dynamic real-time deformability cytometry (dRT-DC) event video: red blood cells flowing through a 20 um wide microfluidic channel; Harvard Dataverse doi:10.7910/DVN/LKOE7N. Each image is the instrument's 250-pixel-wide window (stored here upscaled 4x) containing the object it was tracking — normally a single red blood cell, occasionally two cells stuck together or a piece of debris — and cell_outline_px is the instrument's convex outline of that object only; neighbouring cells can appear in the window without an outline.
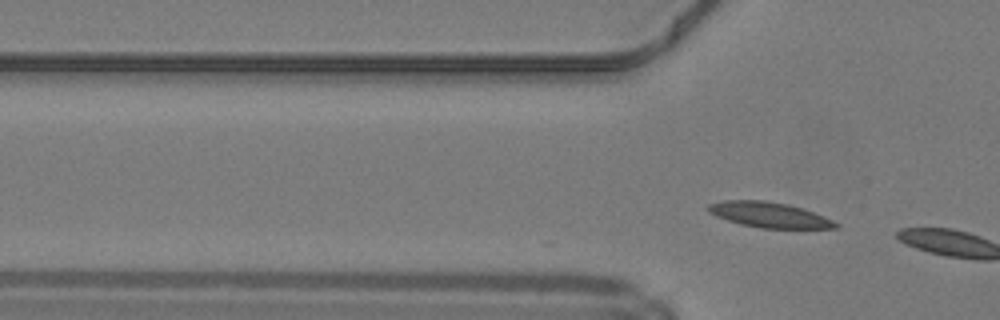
{"species": "common noctule bat (a hibernating species)", "species_latin": "Nyctalus noctula", "temperature_condition": "warm", "stored_images_in_passage": 6, "camera_frame_rate_fps": 3000, "um_per_image_px": 0.085, "animal": {"sex": "male", "body_mass_g": 19.2, "forearm_length_mm": 51.8}, "frame": {"image": 1, "passage_image": 6, "time_ms": 1.667, "image_size_px": [1000, 320], "cell_outline_px": [[840, 228], [760, 228], [740, 224], [716, 216], [708, 212], [704, 208], [708, 204], [724, 200], [764, 200], [788, 204], [824, 216], [840, 224]], "centroid_in_image_um": [65.34, 18.26], "position_along_channel_um": 60.5, "area_um2": 18.84}}